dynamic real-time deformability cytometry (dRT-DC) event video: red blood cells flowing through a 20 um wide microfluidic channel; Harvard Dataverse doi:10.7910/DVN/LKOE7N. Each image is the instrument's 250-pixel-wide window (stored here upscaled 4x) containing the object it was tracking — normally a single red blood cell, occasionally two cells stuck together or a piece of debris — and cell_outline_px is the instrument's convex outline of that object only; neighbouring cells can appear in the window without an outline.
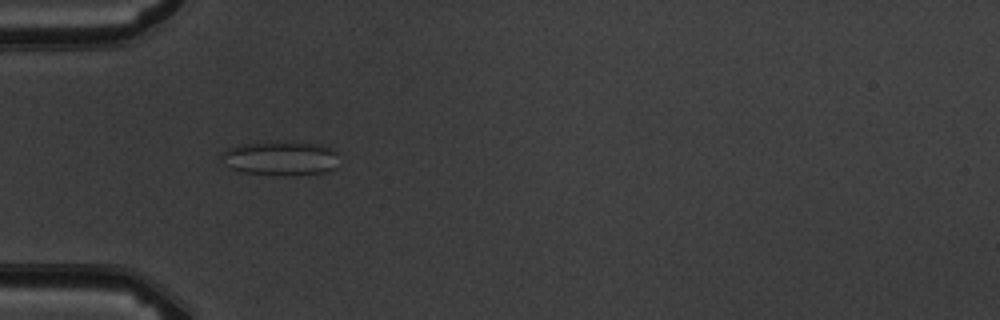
{"species": "common noctule bat (a hibernating species)", "species_latin": "Nyctalus noctula", "temperature_condition": "warm", "stored_images_in_passage": 7, "camera_frame_rate_fps": 3000, "um_per_image_px": 0.085, "animal": {"sex": "male", "body_mass_g": 19.5, "forearm_length_mm": 54.6}, "frame": {"image": 1, "passage_image": 5, "time_ms": 5.333, "image_size_px": [1000, 320], "cell_outline_px": [[336, 168], [324, 172], [244, 172], [232, 168], [224, 164], [220, 156], [220, 152], [228, 148], [244, 144], [272, 140], [276, 140], [320, 144], [336, 152]], "centroid_in_image_um": [23.79, 13.37], "position_along_channel_um": 61.2, "area_um2": 22.54}}
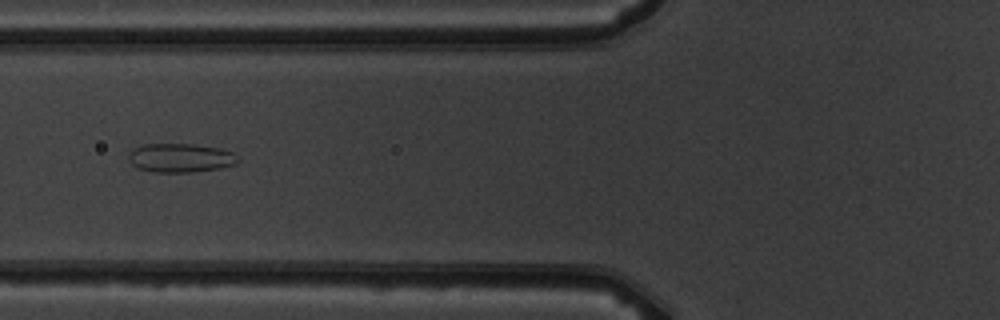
{"frame": {"image": 2, "passage_image": 6, "time_ms": 6.667, "image_size_px": [1000, 320], "cell_outline_px": [[240, 160], [236, 164], [220, 168], [192, 172], [152, 172], [136, 168], [128, 160], [128, 152], [132, 148], [144, 144], [192, 144], [220, 148], [232, 152]], "centroid_in_image_um": [15.3, 13.42], "position_along_channel_um": 110.5, "area_um2": 18.61}}